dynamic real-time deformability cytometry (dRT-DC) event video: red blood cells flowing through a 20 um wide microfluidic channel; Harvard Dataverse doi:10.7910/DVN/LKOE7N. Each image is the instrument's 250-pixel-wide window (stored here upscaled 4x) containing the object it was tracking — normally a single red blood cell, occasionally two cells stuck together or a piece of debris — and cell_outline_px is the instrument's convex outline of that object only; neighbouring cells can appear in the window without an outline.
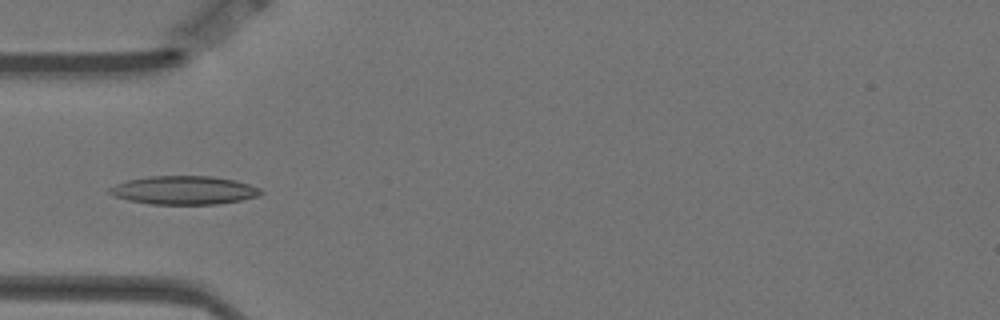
{"species": "Egyptian fruit bat (a non-hibernating species)", "species_latin": "Rousettus aegyptiacus", "temperature_condition": "warm", "stored_images_in_passage": 6, "camera_frame_rate_fps": 3000, "um_per_image_px": 0.085, "animal": {"sex": "female"}, "frame": {"image": 1, "passage_image": 5, "time_ms": 1.333, "image_size_px": [1000, 320], "cell_outline_px": [[264, 192], [256, 196], [240, 200], [216, 204], [148, 204], [128, 200], [116, 196], [108, 192], [108, 188], [116, 184], [128, 180], [148, 176], [212, 176], [236, 180], [260, 188]], "centroid_in_image_um": [15.63, 16.16], "position_along_channel_um": 69.4, "area_um2": 25.03}}
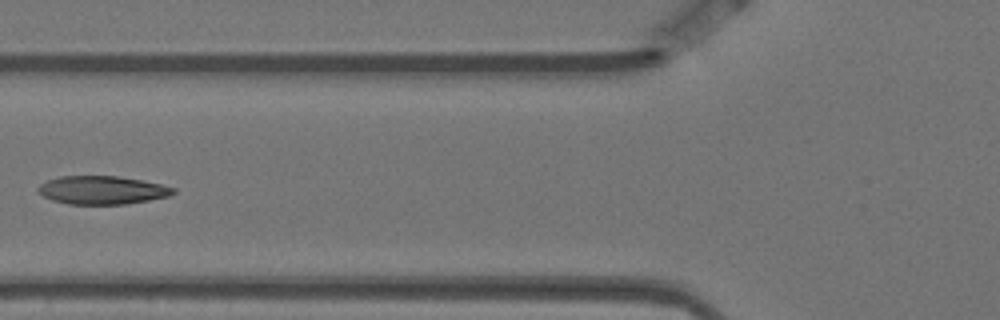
{"frame": {"image": 2, "passage_image": 6, "time_ms": 1.667, "image_size_px": [1000, 320], "cell_outline_px": [[176, 192], [168, 196], [148, 200], [124, 204], [68, 204], [52, 200], [44, 196], [36, 188], [40, 184], [48, 180], [60, 176], [116, 176], [140, 180], [160, 184], [176, 188]], "centroid_in_image_um": [8.67, 16.16], "position_along_channel_um": 117.1, "area_um2": 22.08}}